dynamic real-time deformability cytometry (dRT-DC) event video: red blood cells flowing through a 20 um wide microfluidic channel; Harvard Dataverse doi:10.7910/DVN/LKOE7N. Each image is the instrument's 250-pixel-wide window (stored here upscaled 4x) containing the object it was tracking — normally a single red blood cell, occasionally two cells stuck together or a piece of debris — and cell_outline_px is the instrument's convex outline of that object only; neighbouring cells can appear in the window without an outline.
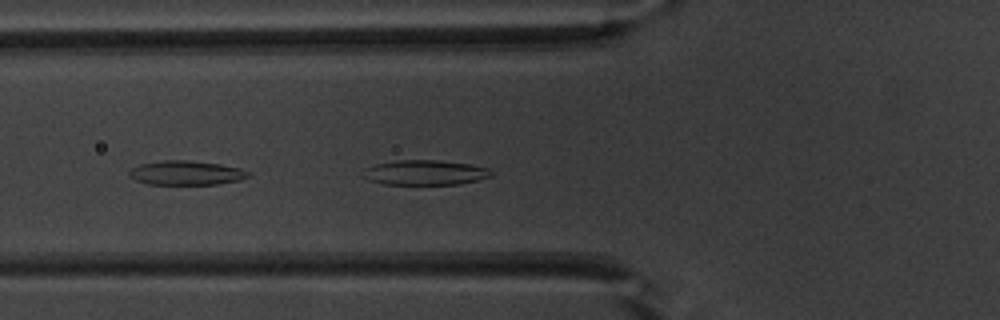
{"species": "common noctule bat (a hibernating species)", "species_latin": "Nyctalus noctula", "temperature_condition": "warm", "stored_images_in_passage": 20, "camera_frame_rate_fps": 3000, "um_per_image_px": 0.085, "animal": {"sex": "male", "body_mass_g": 20.1, "forearm_length_mm": 53.5}, "frame": {"image": 1, "passage_image": 17, "time_ms": 5.333, "image_size_px": [1000, 320], "cell_outline_px": [[492, 176], [480, 180], [460, 184], [384, 184], [368, 180], [364, 176], [364, 168], [376, 164], [396, 160], [440, 160], [472, 164], [488, 168], [492, 172]], "centroid_in_image_um": [36.17, 14.66], "position_along_channel_um": 89.6, "area_um2": 18.73}}